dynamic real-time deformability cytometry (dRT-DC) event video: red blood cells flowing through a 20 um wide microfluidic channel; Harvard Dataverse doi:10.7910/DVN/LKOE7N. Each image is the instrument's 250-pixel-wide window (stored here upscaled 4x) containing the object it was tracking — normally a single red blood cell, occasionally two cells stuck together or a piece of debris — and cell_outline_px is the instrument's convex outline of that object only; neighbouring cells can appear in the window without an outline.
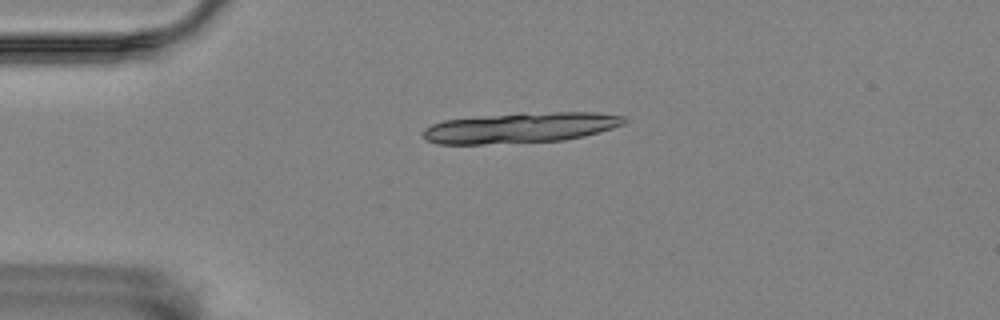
{"species": "Egyptian fruit bat (a non-hibernating species)", "species_latin": "Rousettus aegyptiacus", "temperature_condition": "room temperature", "stored_images_in_passage": 39, "segment_of_instrument_passage": [1, 2], "camera_frame_rate_fps": 3000, "um_per_image_px": 0.085, "animal": {"sex": "female"}, "frame": {"image": 1, "passage_image": 1, "time_ms": 0.0, "image_size_px": [1000, 320], "cell_outline_px": [[628, 120], [624, 124], [612, 128], [584, 136], [564, 140], [484, 144], [436, 144], [424, 140], [420, 132], [424, 128], [432, 124], [444, 120], [520, 112], [592, 112], [624, 116]], "centroid_in_image_um": [44.19, 10.85], "position_along_channel_um": 40.8, "area_um2": 36.01}}